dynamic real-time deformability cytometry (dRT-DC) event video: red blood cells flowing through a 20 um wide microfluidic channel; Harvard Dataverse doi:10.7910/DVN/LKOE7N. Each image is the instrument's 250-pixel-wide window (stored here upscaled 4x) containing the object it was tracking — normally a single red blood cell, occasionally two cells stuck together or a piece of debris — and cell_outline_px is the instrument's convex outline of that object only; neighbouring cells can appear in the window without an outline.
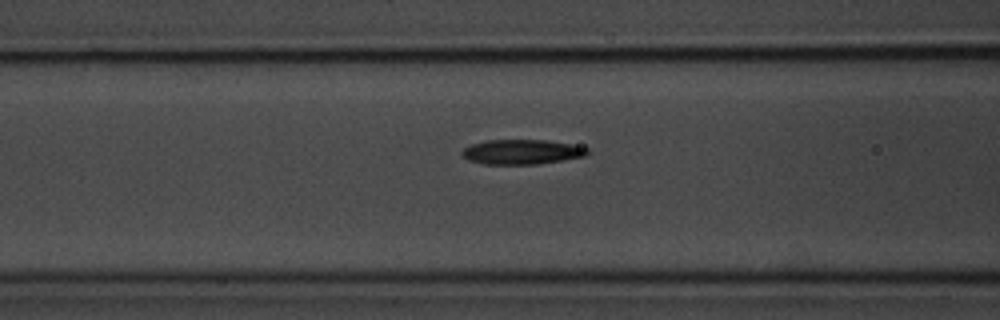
{"species": "common noctule bat (a hibernating species)", "species_latin": "Nyctalus noctula", "temperature_condition": "room temperature", "stored_images_in_passage": 41, "camera_frame_rate_fps": 3000, "um_per_image_px": 0.085, "animal": {"sex": "male", "body_mass_g": 20.1, "forearm_length_mm": 53.5}, "frame": {"image": 1, "passage_image": 9, "time_ms": 2.667, "image_size_px": [1000, 320], "cell_outline_px": [[588, 152], [584, 156], [536, 164], [484, 164], [468, 160], [460, 152], [464, 148], [472, 144], [488, 140], [544, 140], [572, 144], [588, 148]], "centroid_in_image_um": [44.32, 12.91], "position_along_channel_um": 122.3, "area_um2": 17.86}}
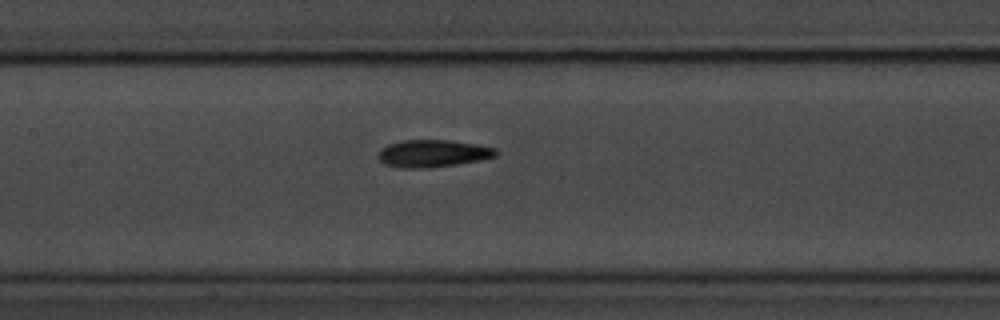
{"frame": {"image": 2, "passage_image": 13, "time_ms": 4.0, "image_size_px": [1000, 320], "cell_outline_px": [[500, 152], [496, 156], [480, 160], [456, 164], [428, 168], [400, 168], [384, 164], [380, 160], [380, 148], [388, 144], [404, 140], [448, 140], [476, 144], [496, 148]], "centroid_in_image_um": [36.81, 13.04], "position_along_channel_um": 170.6, "area_um2": 18.73}}
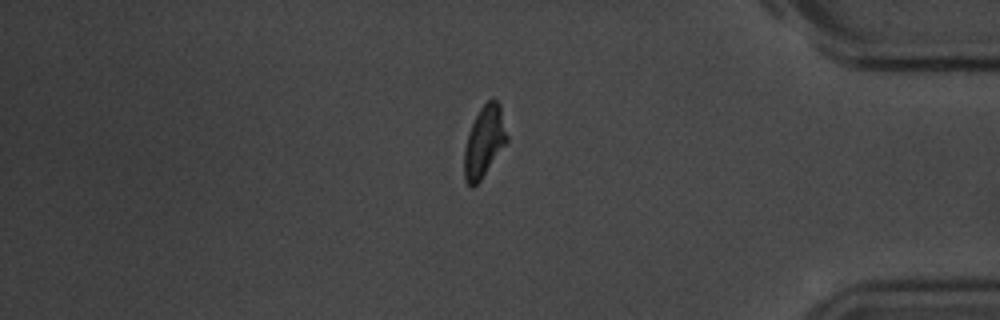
{"frame": {"image": 3, "passage_image": 34, "time_ms": 11.0, "image_size_px": [1000, 320], "cell_outline_px": [[508, 140], [480, 180], [472, 188], [464, 180], [464, 148], [468, 132], [480, 108], [488, 100], [496, 100], [500, 104], [508, 136]], "centroid_in_image_um": [41.15, 12.03], "position_along_channel_um": 394.1, "area_um2": 17.51}}